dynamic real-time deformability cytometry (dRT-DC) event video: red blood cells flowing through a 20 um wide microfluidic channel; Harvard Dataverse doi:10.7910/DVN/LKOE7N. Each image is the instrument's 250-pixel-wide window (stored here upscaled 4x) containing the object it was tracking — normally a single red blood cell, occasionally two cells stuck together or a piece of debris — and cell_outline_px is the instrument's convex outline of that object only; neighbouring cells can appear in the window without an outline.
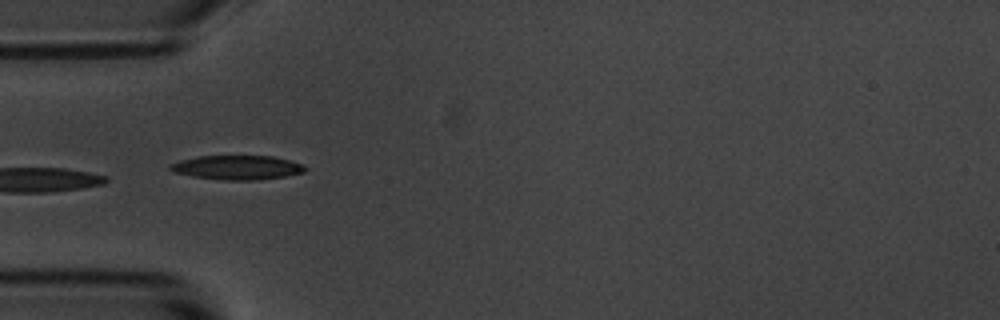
{"species": "common noctule bat (a hibernating species)", "species_latin": "Nyctalus noctula", "temperature_condition": "room temperature", "stored_images_in_passage": 10, "camera_frame_rate_fps": 3000, "um_per_image_px": 0.085, "animal": {"sex": "male", "body_mass_g": 20.1, "forearm_length_mm": 53.5}, "frame": {"image": 1, "passage_image": 5, "time_ms": 4.667, "image_size_px": [1000, 320], "cell_outline_px": [[308, 168], [304, 172], [284, 176], [256, 180], [224, 180], [192, 176], [172, 172], [168, 168], [168, 164], [180, 160], [196, 156], [272, 156], [288, 160], [300, 164]], "centroid_in_image_um": [20.09, 14.23], "position_along_channel_um": 64.9, "area_um2": 19.02}}
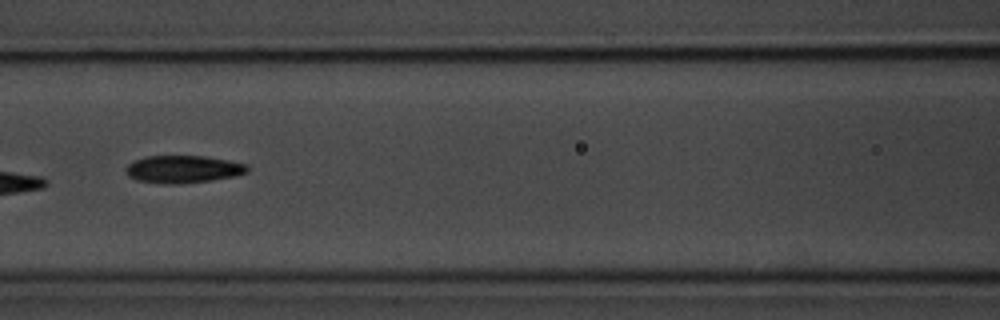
{"frame": {"image": 2, "passage_image": 7, "time_ms": 7.0, "image_size_px": [1000, 320], "cell_outline_px": [[248, 172], [236, 176], [212, 180], [176, 184], [164, 184], [136, 180], [128, 176], [124, 168], [132, 160], [144, 156], [204, 156], [228, 160], [248, 164]], "centroid_in_image_um": [15.54, 14.38], "position_along_channel_um": 151.1, "area_um2": 19.71}}
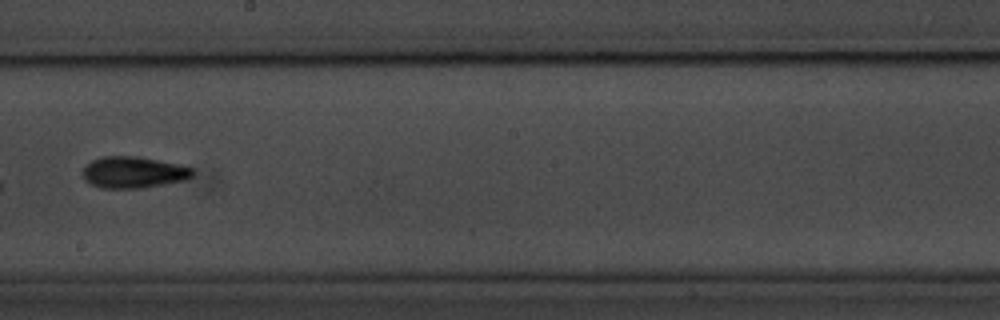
{"frame": {"image": 3, "passage_image": 9, "time_ms": 9.333, "image_size_px": [1000, 320], "cell_outline_px": [[196, 172], [188, 180], [140, 188], [100, 188], [84, 180], [84, 168], [92, 160], [100, 156], [136, 156], [180, 164], [196, 168]], "centroid_in_image_um": [11.42, 14.64], "position_along_channel_um": 236.8, "area_um2": 20.35}}